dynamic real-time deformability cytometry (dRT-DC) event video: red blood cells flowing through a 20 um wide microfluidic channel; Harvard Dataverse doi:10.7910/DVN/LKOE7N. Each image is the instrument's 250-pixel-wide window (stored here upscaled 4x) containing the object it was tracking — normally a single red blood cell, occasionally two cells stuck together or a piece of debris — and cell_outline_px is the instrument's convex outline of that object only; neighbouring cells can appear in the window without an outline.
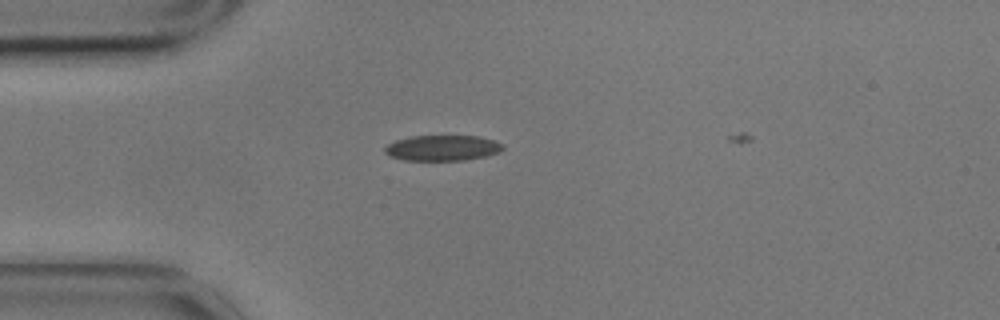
{"species": "common noctule bat (a hibernating species)", "species_latin": "Nyctalus noctula", "temperature_condition": "cold", "stored_images_in_passage": 28, "camera_frame_rate_fps": 3000, "um_per_image_px": 0.085, "animal": {"sex": "male", "body_mass_g": 17.9}, "frame": {"image": 1, "passage_image": 2, "time_ms": 0.333, "image_size_px": [1000, 320], "cell_outline_px": [[504, 148], [500, 152], [484, 156], [464, 160], [404, 160], [388, 156], [384, 152], [384, 148], [388, 144], [396, 140], [412, 136], [480, 136], [504, 144]], "centroid_in_image_um": [37.6, 12.57], "position_along_channel_um": 47.4, "area_um2": 17.57}}
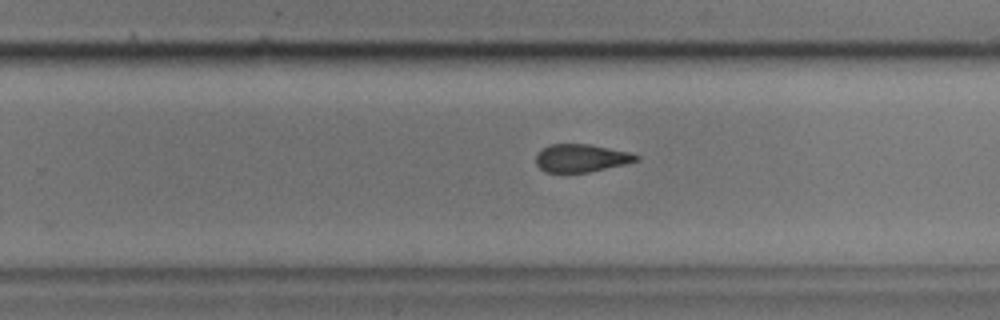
{"frame": {"image": 2, "passage_image": 23, "time_ms": 7.333, "image_size_px": [1000, 320], "cell_outline_px": [[640, 160], [624, 164], [588, 172], [544, 172], [536, 164], [536, 156], [548, 144], [592, 144], [628, 152], [640, 156]], "centroid_in_image_um": [49.41, 13.43], "position_along_channel_um": 280.4, "area_um2": 16.18}}
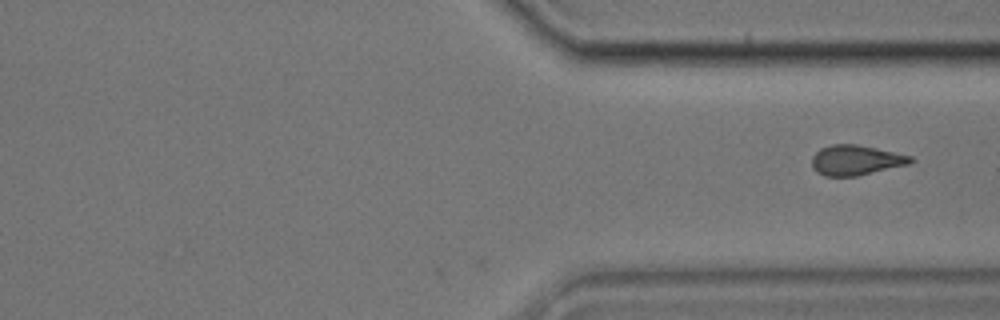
{"frame": {"image": 3, "passage_image": 28, "time_ms": 9.0, "image_size_px": [1000, 320], "cell_outline_px": [[916, 160], [908, 164], [856, 176], [824, 176], [816, 172], [812, 168], [812, 156], [820, 148], [832, 144], [856, 144], [876, 148], [912, 156]], "centroid_in_image_um": [72.72, 13.61], "position_along_channel_um": 338.7, "area_um2": 17.28}}